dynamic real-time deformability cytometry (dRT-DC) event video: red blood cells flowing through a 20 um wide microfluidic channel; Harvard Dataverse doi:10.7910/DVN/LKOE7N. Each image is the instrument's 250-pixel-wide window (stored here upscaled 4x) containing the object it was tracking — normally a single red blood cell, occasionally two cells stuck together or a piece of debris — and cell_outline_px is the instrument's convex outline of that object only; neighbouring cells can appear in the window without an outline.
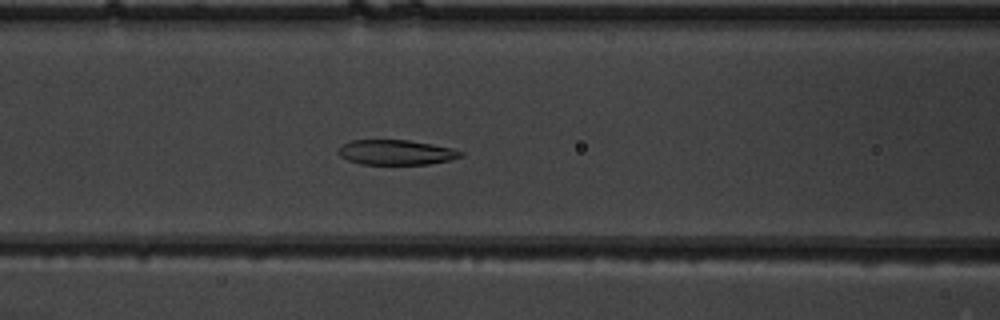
{"species": "common noctule bat (a hibernating species)", "species_latin": "Nyctalus noctula", "temperature_condition": "warm", "stored_images_in_passage": 53, "camera_frame_rate_fps": 3000, "um_per_image_px": 0.085, "animal": {"sex": "male", "body_mass_g": 19.5, "forearm_length_mm": 54.6}, "frame": {"image": 1, "passage_image": 23, "time_ms": 7.333, "image_size_px": [1000, 320], "cell_outline_px": [[464, 156], [448, 160], [428, 164], [360, 164], [348, 160], [340, 156], [336, 152], [344, 144], [352, 140], [408, 140], [432, 144], [452, 148], [464, 152]], "centroid_in_image_um": [33.68, 12.95], "position_along_channel_um": 132.9, "area_um2": 17.74}}
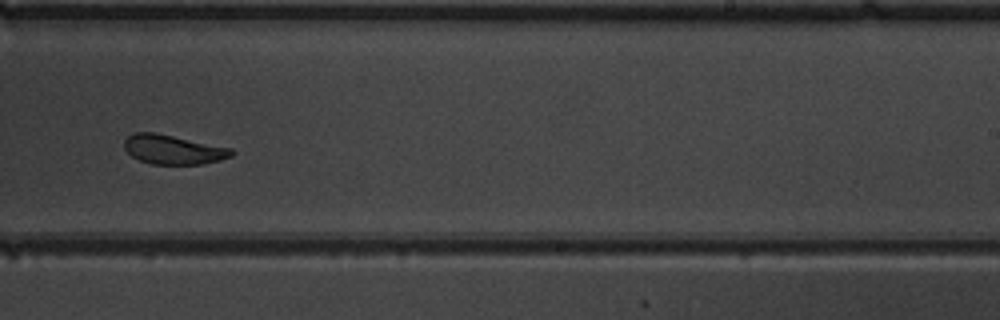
{"frame": {"image": 2, "passage_image": 34, "time_ms": 11.0, "image_size_px": [1000, 320], "cell_outline_px": [[236, 152], [232, 156], [220, 160], [200, 164], [152, 164], [140, 160], [132, 156], [124, 148], [124, 140], [128, 136], [136, 132], [156, 132], [232, 148]], "centroid_in_image_um": [14.74, 12.7], "position_along_channel_um": 274.3, "area_um2": 18.38}}
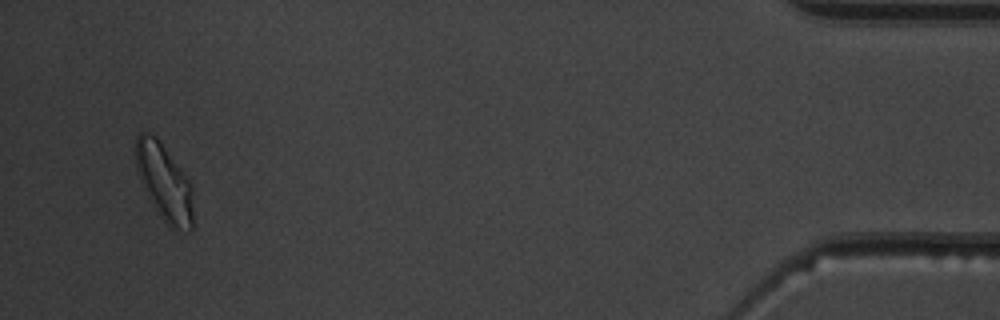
{"frame": {"image": 3, "passage_image": 51, "time_ms": 16.667, "image_size_px": [1000, 320], "cell_outline_px": [[192, 228], [188, 232], [168, 228], [156, 212], [140, 180], [136, 168], [136, 136], [140, 132], [152, 132], [156, 136], [192, 184]], "centroid_in_image_um": [13.96, 15.53], "position_along_channel_um": 421.2, "area_um2": 25.84}, "authors_computed_cell_mechanics": {"area_um2": 20.5768, "velocity_mm_per_s": 3.8631, "shape_relaxation_time_tau1_ms": 7.1431, "shape_relaxation_time_tau2_ms": 1.527, "deformation_change_tau1": 0.152, "deformation_change_tau2": 0.0666}}